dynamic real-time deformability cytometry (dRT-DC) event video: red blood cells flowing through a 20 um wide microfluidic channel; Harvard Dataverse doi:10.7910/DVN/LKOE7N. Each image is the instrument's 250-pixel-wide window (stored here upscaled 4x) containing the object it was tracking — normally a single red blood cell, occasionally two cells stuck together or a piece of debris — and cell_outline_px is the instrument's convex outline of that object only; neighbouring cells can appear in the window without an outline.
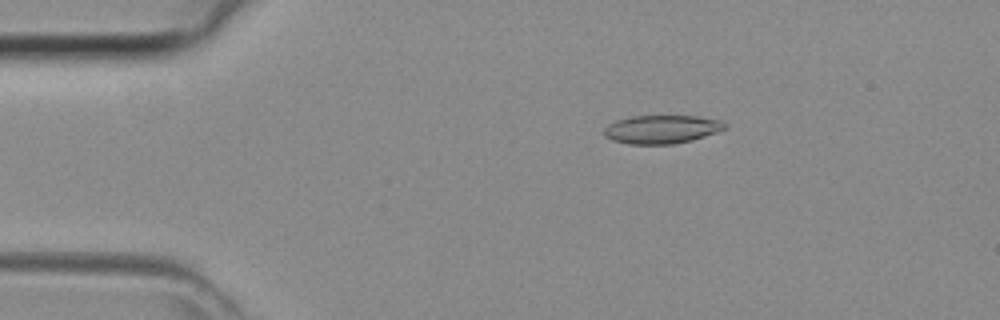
{"species": "common noctule bat (a hibernating species)", "species_latin": "Nyctalus noctula", "temperature_condition": "room temperature", "stored_images_in_passage": 44, "camera_frame_rate_fps": 3000, "um_per_image_px": 0.085, "animal": {"sex": "female", "body_mass_g": 29.2, "forearm_length_mm": 56.3}, "frame": {"image": 1, "passage_image": 8, "time_ms": 2.333, "image_size_px": [1000, 320], "cell_outline_px": [[724, 128], [716, 132], [692, 140], [672, 144], [628, 144], [612, 140], [604, 136], [604, 128], [608, 124], [616, 120], [632, 116], [696, 116], [720, 120], [724, 124]], "centroid_in_image_um": [56.18, 10.99], "position_along_channel_um": 28.8, "area_um2": 19.83}}
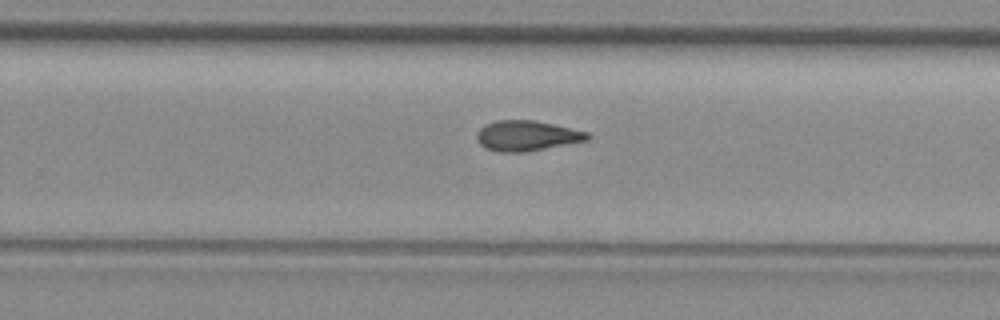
{"frame": {"image": 2, "passage_image": 28, "time_ms": 9.0, "image_size_px": [1000, 320], "cell_outline_px": [[592, 136], [588, 140], [528, 152], [496, 152], [484, 148], [480, 144], [476, 136], [476, 132], [480, 128], [496, 120], [536, 120], [588, 132]], "centroid_in_image_um": [44.78, 11.55], "position_along_channel_um": 285.0, "area_um2": 19.71}}
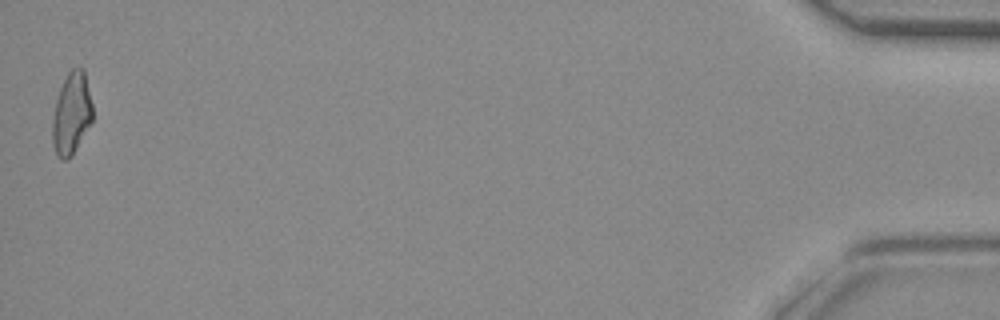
{"frame": {"image": 3, "passage_image": 44, "time_ms": 14.333, "image_size_px": [1000, 320], "cell_outline_px": [[92, 120], [72, 156], [68, 160], [60, 160], [56, 156], [52, 144], [52, 120], [56, 100], [60, 88], [68, 72], [72, 68], [84, 68], [92, 104]], "centroid_in_image_um": [6.06, 9.69], "position_along_channel_um": 429.1, "area_um2": 19.25}}